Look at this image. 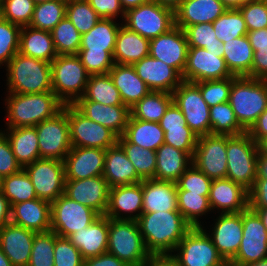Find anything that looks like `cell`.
Instances as JSON below:
<instances>
[{
	"mask_svg": "<svg viewBox=\"0 0 267 266\" xmlns=\"http://www.w3.org/2000/svg\"><path fill=\"white\" fill-rule=\"evenodd\" d=\"M161 128L189 127L181 110L172 102L159 121Z\"/></svg>",
	"mask_w": 267,
	"mask_h": 266,
	"instance_id": "cell-64",
	"label": "cell"
},
{
	"mask_svg": "<svg viewBox=\"0 0 267 266\" xmlns=\"http://www.w3.org/2000/svg\"><path fill=\"white\" fill-rule=\"evenodd\" d=\"M1 183H2V178L0 177V190H1Z\"/></svg>",
	"mask_w": 267,
	"mask_h": 266,
	"instance_id": "cell-78",
	"label": "cell"
},
{
	"mask_svg": "<svg viewBox=\"0 0 267 266\" xmlns=\"http://www.w3.org/2000/svg\"><path fill=\"white\" fill-rule=\"evenodd\" d=\"M54 266H84L80 251L67 239L55 233Z\"/></svg>",
	"mask_w": 267,
	"mask_h": 266,
	"instance_id": "cell-58",
	"label": "cell"
},
{
	"mask_svg": "<svg viewBox=\"0 0 267 266\" xmlns=\"http://www.w3.org/2000/svg\"><path fill=\"white\" fill-rule=\"evenodd\" d=\"M226 66L233 76L250 77L254 50L247 35L223 43Z\"/></svg>",
	"mask_w": 267,
	"mask_h": 266,
	"instance_id": "cell-37",
	"label": "cell"
},
{
	"mask_svg": "<svg viewBox=\"0 0 267 266\" xmlns=\"http://www.w3.org/2000/svg\"><path fill=\"white\" fill-rule=\"evenodd\" d=\"M173 102L181 110L186 124L197 136L211 134L210 107L194 82L182 81L172 92Z\"/></svg>",
	"mask_w": 267,
	"mask_h": 266,
	"instance_id": "cell-11",
	"label": "cell"
},
{
	"mask_svg": "<svg viewBox=\"0 0 267 266\" xmlns=\"http://www.w3.org/2000/svg\"><path fill=\"white\" fill-rule=\"evenodd\" d=\"M178 211L192 227H201L199 216L209 210V196H202L200 193H189V191H177Z\"/></svg>",
	"mask_w": 267,
	"mask_h": 266,
	"instance_id": "cell-48",
	"label": "cell"
},
{
	"mask_svg": "<svg viewBox=\"0 0 267 266\" xmlns=\"http://www.w3.org/2000/svg\"><path fill=\"white\" fill-rule=\"evenodd\" d=\"M202 227H192L169 256L177 266H228Z\"/></svg>",
	"mask_w": 267,
	"mask_h": 266,
	"instance_id": "cell-8",
	"label": "cell"
},
{
	"mask_svg": "<svg viewBox=\"0 0 267 266\" xmlns=\"http://www.w3.org/2000/svg\"><path fill=\"white\" fill-rule=\"evenodd\" d=\"M119 29L113 19H100L89 32L82 34L78 53L113 54Z\"/></svg>",
	"mask_w": 267,
	"mask_h": 266,
	"instance_id": "cell-35",
	"label": "cell"
},
{
	"mask_svg": "<svg viewBox=\"0 0 267 266\" xmlns=\"http://www.w3.org/2000/svg\"><path fill=\"white\" fill-rule=\"evenodd\" d=\"M126 26L129 30L151 40L165 34L175 27V11L149 1L125 12Z\"/></svg>",
	"mask_w": 267,
	"mask_h": 266,
	"instance_id": "cell-9",
	"label": "cell"
},
{
	"mask_svg": "<svg viewBox=\"0 0 267 266\" xmlns=\"http://www.w3.org/2000/svg\"><path fill=\"white\" fill-rule=\"evenodd\" d=\"M70 142L72 147L108 149L118 142L109 128L88 119L72 104H67Z\"/></svg>",
	"mask_w": 267,
	"mask_h": 266,
	"instance_id": "cell-14",
	"label": "cell"
},
{
	"mask_svg": "<svg viewBox=\"0 0 267 266\" xmlns=\"http://www.w3.org/2000/svg\"><path fill=\"white\" fill-rule=\"evenodd\" d=\"M110 187L103 176L79 180H65L64 195L105 215L109 202Z\"/></svg>",
	"mask_w": 267,
	"mask_h": 266,
	"instance_id": "cell-18",
	"label": "cell"
},
{
	"mask_svg": "<svg viewBox=\"0 0 267 266\" xmlns=\"http://www.w3.org/2000/svg\"><path fill=\"white\" fill-rule=\"evenodd\" d=\"M249 31L267 27V4L260 0L245 2L240 8Z\"/></svg>",
	"mask_w": 267,
	"mask_h": 266,
	"instance_id": "cell-59",
	"label": "cell"
},
{
	"mask_svg": "<svg viewBox=\"0 0 267 266\" xmlns=\"http://www.w3.org/2000/svg\"><path fill=\"white\" fill-rule=\"evenodd\" d=\"M164 143L187 152L192 158L198 142V136L190 127L162 128Z\"/></svg>",
	"mask_w": 267,
	"mask_h": 266,
	"instance_id": "cell-57",
	"label": "cell"
},
{
	"mask_svg": "<svg viewBox=\"0 0 267 266\" xmlns=\"http://www.w3.org/2000/svg\"><path fill=\"white\" fill-rule=\"evenodd\" d=\"M212 24L215 35L222 43L248 33L246 22L239 9H228Z\"/></svg>",
	"mask_w": 267,
	"mask_h": 266,
	"instance_id": "cell-47",
	"label": "cell"
},
{
	"mask_svg": "<svg viewBox=\"0 0 267 266\" xmlns=\"http://www.w3.org/2000/svg\"><path fill=\"white\" fill-rule=\"evenodd\" d=\"M105 149L72 147L64 159L65 179L79 180L103 176Z\"/></svg>",
	"mask_w": 267,
	"mask_h": 266,
	"instance_id": "cell-20",
	"label": "cell"
},
{
	"mask_svg": "<svg viewBox=\"0 0 267 266\" xmlns=\"http://www.w3.org/2000/svg\"><path fill=\"white\" fill-rule=\"evenodd\" d=\"M209 205L221 213H238L249 207V193L242 185L230 179H213L210 187Z\"/></svg>",
	"mask_w": 267,
	"mask_h": 266,
	"instance_id": "cell-26",
	"label": "cell"
},
{
	"mask_svg": "<svg viewBox=\"0 0 267 266\" xmlns=\"http://www.w3.org/2000/svg\"><path fill=\"white\" fill-rule=\"evenodd\" d=\"M254 50L250 78L267 80V27L247 33Z\"/></svg>",
	"mask_w": 267,
	"mask_h": 266,
	"instance_id": "cell-51",
	"label": "cell"
},
{
	"mask_svg": "<svg viewBox=\"0 0 267 266\" xmlns=\"http://www.w3.org/2000/svg\"><path fill=\"white\" fill-rule=\"evenodd\" d=\"M249 193V208L267 207V179H256Z\"/></svg>",
	"mask_w": 267,
	"mask_h": 266,
	"instance_id": "cell-63",
	"label": "cell"
},
{
	"mask_svg": "<svg viewBox=\"0 0 267 266\" xmlns=\"http://www.w3.org/2000/svg\"><path fill=\"white\" fill-rule=\"evenodd\" d=\"M185 34L189 47L205 48L207 51L224 52L223 43L215 35L212 23L188 26Z\"/></svg>",
	"mask_w": 267,
	"mask_h": 266,
	"instance_id": "cell-50",
	"label": "cell"
},
{
	"mask_svg": "<svg viewBox=\"0 0 267 266\" xmlns=\"http://www.w3.org/2000/svg\"><path fill=\"white\" fill-rule=\"evenodd\" d=\"M55 233H36L28 266H54Z\"/></svg>",
	"mask_w": 267,
	"mask_h": 266,
	"instance_id": "cell-53",
	"label": "cell"
},
{
	"mask_svg": "<svg viewBox=\"0 0 267 266\" xmlns=\"http://www.w3.org/2000/svg\"><path fill=\"white\" fill-rule=\"evenodd\" d=\"M247 133L257 144L267 137V109L260 114Z\"/></svg>",
	"mask_w": 267,
	"mask_h": 266,
	"instance_id": "cell-65",
	"label": "cell"
},
{
	"mask_svg": "<svg viewBox=\"0 0 267 266\" xmlns=\"http://www.w3.org/2000/svg\"><path fill=\"white\" fill-rule=\"evenodd\" d=\"M188 164H192V157L187 152L164 143L156 150L155 179L176 182Z\"/></svg>",
	"mask_w": 267,
	"mask_h": 266,
	"instance_id": "cell-36",
	"label": "cell"
},
{
	"mask_svg": "<svg viewBox=\"0 0 267 266\" xmlns=\"http://www.w3.org/2000/svg\"><path fill=\"white\" fill-rule=\"evenodd\" d=\"M132 66L151 91L172 94L183 81L182 76L173 67L150 55L135 62Z\"/></svg>",
	"mask_w": 267,
	"mask_h": 266,
	"instance_id": "cell-22",
	"label": "cell"
},
{
	"mask_svg": "<svg viewBox=\"0 0 267 266\" xmlns=\"http://www.w3.org/2000/svg\"><path fill=\"white\" fill-rule=\"evenodd\" d=\"M150 40L129 30L123 24L116 36L113 59L115 64L133 65L149 55Z\"/></svg>",
	"mask_w": 267,
	"mask_h": 266,
	"instance_id": "cell-33",
	"label": "cell"
},
{
	"mask_svg": "<svg viewBox=\"0 0 267 266\" xmlns=\"http://www.w3.org/2000/svg\"><path fill=\"white\" fill-rule=\"evenodd\" d=\"M107 253L129 266H143L151 257L146 250L139 225L134 220L108 218Z\"/></svg>",
	"mask_w": 267,
	"mask_h": 266,
	"instance_id": "cell-5",
	"label": "cell"
},
{
	"mask_svg": "<svg viewBox=\"0 0 267 266\" xmlns=\"http://www.w3.org/2000/svg\"><path fill=\"white\" fill-rule=\"evenodd\" d=\"M67 239L80 251L84 259L107 253L108 217L100 216L91 225L74 232Z\"/></svg>",
	"mask_w": 267,
	"mask_h": 266,
	"instance_id": "cell-30",
	"label": "cell"
},
{
	"mask_svg": "<svg viewBox=\"0 0 267 266\" xmlns=\"http://www.w3.org/2000/svg\"><path fill=\"white\" fill-rule=\"evenodd\" d=\"M50 32L58 55L78 54L82 35L68 17L65 16Z\"/></svg>",
	"mask_w": 267,
	"mask_h": 266,
	"instance_id": "cell-46",
	"label": "cell"
},
{
	"mask_svg": "<svg viewBox=\"0 0 267 266\" xmlns=\"http://www.w3.org/2000/svg\"><path fill=\"white\" fill-rule=\"evenodd\" d=\"M188 49L185 31L175 26L167 33L150 40L149 55L173 67L182 76Z\"/></svg>",
	"mask_w": 267,
	"mask_h": 266,
	"instance_id": "cell-19",
	"label": "cell"
},
{
	"mask_svg": "<svg viewBox=\"0 0 267 266\" xmlns=\"http://www.w3.org/2000/svg\"><path fill=\"white\" fill-rule=\"evenodd\" d=\"M72 105L88 119L109 128L118 137L123 136L131 116L130 108L125 105H104L93 101H75Z\"/></svg>",
	"mask_w": 267,
	"mask_h": 266,
	"instance_id": "cell-23",
	"label": "cell"
},
{
	"mask_svg": "<svg viewBox=\"0 0 267 266\" xmlns=\"http://www.w3.org/2000/svg\"><path fill=\"white\" fill-rule=\"evenodd\" d=\"M50 66L52 91L64 104L83 96L90 75L77 54L58 55Z\"/></svg>",
	"mask_w": 267,
	"mask_h": 266,
	"instance_id": "cell-7",
	"label": "cell"
},
{
	"mask_svg": "<svg viewBox=\"0 0 267 266\" xmlns=\"http://www.w3.org/2000/svg\"><path fill=\"white\" fill-rule=\"evenodd\" d=\"M190 166L176 181L177 191H189V193L209 196L212 179L208 178L193 163Z\"/></svg>",
	"mask_w": 267,
	"mask_h": 266,
	"instance_id": "cell-56",
	"label": "cell"
},
{
	"mask_svg": "<svg viewBox=\"0 0 267 266\" xmlns=\"http://www.w3.org/2000/svg\"><path fill=\"white\" fill-rule=\"evenodd\" d=\"M18 52L49 63L58 56L51 32L30 26L21 27Z\"/></svg>",
	"mask_w": 267,
	"mask_h": 266,
	"instance_id": "cell-34",
	"label": "cell"
},
{
	"mask_svg": "<svg viewBox=\"0 0 267 266\" xmlns=\"http://www.w3.org/2000/svg\"><path fill=\"white\" fill-rule=\"evenodd\" d=\"M151 0H120L121 6L124 12H127L130 9L136 8L142 4H145Z\"/></svg>",
	"mask_w": 267,
	"mask_h": 266,
	"instance_id": "cell-70",
	"label": "cell"
},
{
	"mask_svg": "<svg viewBox=\"0 0 267 266\" xmlns=\"http://www.w3.org/2000/svg\"><path fill=\"white\" fill-rule=\"evenodd\" d=\"M99 217L95 210L71 200L64 194L51 203V231L59 237L67 238L88 227Z\"/></svg>",
	"mask_w": 267,
	"mask_h": 266,
	"instance_id": "cell-12",
	"label": "cell"
},
{
	"mask_svg": "<svg viewBox=\"0 0 267 266\" xmlns=\"http://www.w3.org/2000/svg\"><path fill=\"white\" fill-rule=\"evenodd\" d=\"M84 266H129L116 256L104 253L96 257L84 259Z\"/></svg>",
	"mask_w": 267,
	"mask_h": 266,
	"instance_id": "cell-66",
	"label": "cell"
},
{
	"mask_svg": "<svg viewBox=\"0 0 267 266\" xmlns=\"http://www.w3.org/2000/svg\"><path fill=\"white\" fill-rule=\"evenodd\" d=\"M233 77L221 80H206L196 82L203 99L209 107L229 102L230 90L232 87Z\"/></svg>",
	"mask_w": 267,
	"mask_h": 266,
	"instance_id": "cell-55",
	"label": "cell"
},
{
	"mask_svg": "<svg viewBox=\"0 0 267 266\" xmlns=\"http://www.w3.org/2000/svg\"><path fill=\"white\" fill-rule=\"evenodd\" d=\"M11 204L0 190V229L11 220Z\"/></svg>",
	"mask_w": 267,
	"mask_h": 266,
	"instance_id": "cell-67",
	"label": "cell"
},
{
	"mask_svg": "<svg viewBox=\"0 0 267 266\" xmlns=\"http://www.w3.org/2000/svg\"><path fill=\"white\" fill-rule=\"evenodd\" d=\"M254 210L260 217L264 227L267 230V207L265 208H250Z\"/></svg>",
	"mask_w": 267,
	"mask_h": 266,
	"instance_id": "cell-73",
	"label": "cell"
},
{
	"mask_svg": "<svg viewBox=\"0 0 267 266\" xmlns=\"http://www.w3.org/2000/svg\"><path fill=\"white\" fill-rule=\"evenodd\" d=\"M103 177L110 188L136 184L143 180L118 143L106 149Z\"/></svg>",
	"mask_w": 267,
	"mask_h": 266,
	"instance_id": "cell-31",
	"label": "cell"
},
{
	"mask_svg": "<svg viewBox=\"0 0 267 266\" xmlns=\"http://www.w3.org/2000/svg\"><path fill=\"white\" fill-rule=\"evenodd\" d=\"M229 103L239 124L248 131L267 109V80L234 76Z\"/></svg>",
	"mask_w": 267,
	"mask_h": 266,
	"instance_id": "cell-3",
	"label": "cell"
},
{
	"mask_svg": "<svg viewBox=\"0 0 267 266\" xmlns=\"http://www.w3.org/2000/svg\"><path fill=\"white\" fill-rule=\"evenodd\" d=\"M35 4H38V3H43V2H46V1H55V0H33Z\"/></svg>",
	"mask_w": 267,
	"mask_h": 266,
	"instance_id": "cell-77",
	"label": "cell"
},
{
	"mask_svg": "<svg viewBox=\"0 0 267 266\" xmlns=\"http://www.w3.org/2000/svg\"><path fill=\"white\" fill-rule=\"evenodd\" d=\"M142 191L143 213L178 211L176 182L144 179Z\"/></svg>",
	"mask_w": 267,
	"mask_h": 266,
	"instance_id": "cell-29",
	"label": "cell"
},
{
	"mask_svg": "<svg viewBox=\"0 0 267 266\" xmlns=\"http://www.w3.org/2000/svg\"><path fill=\"white\" fill-rule=\"evenodd\" d=\"M6 134L17 162L22 168L40 158L35 126L9 128Z\"/></svg>",
	"mask_w": 267,
	"mask_h": 266,
	"instance_id": "cell-38",
	"label": "cell"
},
{
	"mask_svg": "<svg viewBox=\"0 0 267 266\" xmlns=\"http://www.w3.org/2000/svg\"><path fill=\"white\" fill-rule=\"evenodd\" d=\"M228 9H239L245 2L252 0H220Z\"/></svg>",
	"mask_w": 267,
	"mask_h": 266,
	"instance_id": "cell-72",
	"label": "cell"
},
{
	"mask_svg": "<svg viewBox=\"0 0 267 266\" xmlns=\"http://www.w3.org/2000/svg\"><path fill=\"white\" fill-rule=\"evenodd\" d=\"M123 136L130 143L153 151L164 144V130L159 122L143 121L131 116Z\"/></svg>",
	"mask_w": 267,
	"mask_h": 266,
	"instance_id": "cell-39",
	"label": "cell"
},
{
	"mask_svg": "<svg viewBox=\"0 0 267 266\" xmlns=\"http://www.w3.org/2000/svg\"><path fill=\"white\" fill-rule=\"evenodd\" d=\"M6 101L8 128L36 126L54 117L65 105L53 91L35 94L9 93Z\"/></svg>",
	"mask_w": 267,
	"mask_h": 266,
	"instance_id": "cell-2",
	"label": "cell"
},
{
	"mask_svg": "<svg viewBox=\"0 0 267 266\" xmlns=\"http://www.w3.org/2000/svg\"><path fill=\"white\" fill-rule=\"evenodd\" d=\"M0 266H14L0 247Z\"/></svg>",
	"mask_w": 267,
	"mask_h": 266,
	"instance_id": "cell-74",
	"label": "cell"
},
{
	"mask_svg": "<svg viewBox=\"0 0 267 266\" xmlns=\"http://www.w3.org/2000/svg\"><path fill=\"white\" fill-rule=\"evenodd\" d=\"M35 234L11 222L0 229V247L14 266H28Z\"/></svg>",
	"mask_w": 267,
	"mask_h": 266,
	"instance_id": "cell-24",
	"label": "cell"
},
{
	"mask_svg": "<svg viewBox=\"0 0 267 266\" xmlns=\"http://www.w3.org/2000/svg\"><path fill=\"white\" fill-rule=\"evenodd\" d=\"M66 17L81 35L89 32L101 19L87 0H67Z\"/></svg>",
	"mask_w": 267,
	"mask_h": 266,
	"instance_id": "cell-49",
	"label": "cell"
},
{
	"mask_svg": "<svg viewBox=\"0 0 267 266\" xmlns=\"http://www.w3.org/2000/svg\"><path fill=\"white\" fill-rule=\"evenodd\" d=\"M228 8L220 0H182L175 10V26L185 30L200 23H213Z\"/></svg>",
	"mask_w": 267,
	"mask_h": 266,
	"instance_id": "cell-28",
	"label": "cell"
},
{
	"mask_svg": "<svg viewBox=\"0 0 267 266\" xmlns=\"http://www.w3.org/2000/svg\"><path fill=\"white\" fill-rule=\"evenodd\" d=\"M31 179L37 198L50 203L64 194V162L57 159L39 158L23 168Z\"/></svg>",
	"mask_w": 267,
	"mask_h": 266,
	"instance_id": "cell-15",
	"label": "cell"
},
{
	"mask_svg": "<svg viewBox=\"0 0 267 266\" xmlns=\"http://www.w3.org/2000/svg\"><path fill=\"white\" fill-rule=\"evenodd\" d=\"M135 167L136 173L144 179H155L156 151L142 148L130 143L124 136L118 137L117 142Z\"/></svg>",
	"mask_w": 267,
	"mask_h": 266,
	"instance_id": "cell-42",
	"label": "cell"
},
{
	"mask_svg": "<svg viewBox=\"0 0 267 266\" xmlns=\"http://www.w3.org/2000/svg\"><path fill=\"white\" fill-rule=\"evenodd\" d=\"M138 214L123 217L121 212ZM143 213V191L142 181L131 185H119L111 187L109 190V202L105 216L116 220L137 221Z\"/></svg>",
	"mask_w": 267,
	"mask_h": 266,
	"instance_id": "cell-25",
	"label": "cell"
},
{
	"mask_svg": "<svg viewBox=\"0 0 267 266\" xmlns=\"http://www.w3.org/2000/svg\"><path fill=\"white\" fill-rule=\"evenodd\" d=\"M227 179L242 185L248 191L257 177L258 144L245 132L226 135Z\"/></svg>",
	"mask_w": 267,
	"mask_h": 266,
	"instance_id": "cell-6",
	"label": "cell"
},
{
	"mask_svg": "<svg viewBox=\"0 0 267 266\" xmlns=\"http://www.w3.org/2000/svg\"><path fill=\"white\" fill-rule=\"evenodd\" d=\"M226 135L198 137L192 163L210 179L227 178Z\"/></svg>",
	"mask_w": 267,
	"mask_h": 266,
	"instance_id": "cell-17",
	"label": "cell"
},
{
	"mask_svg": "<svg viewBox=\"0 0 267 266\" xmlns=\"http://www.w3.org/2000/svg\"><path fill=\"white\" fill-rule=\"evenodd\" d=\"M77 55L90 76L107 74L115 64L113 54L78 53Z\"/></svg>",
	"mask_w": 267,
	"mask_h": 266,
	"instance_id": "cell-60",
	"label": "cell"
},
{
	"mask_svg": "<svg viewBox=\"0 0 267 266\" xmlns=\"http://www.w3.org/2000/svg\"><path fill=\"white\" fill-rule=\"evenodd\" d=\"M211 134L236 136L247 132L238 122L229 102L210 107Z\"/></svg>",
	"mask_w": 267,
	"mask_h": 266,
	"instance_id": "cell-45",
	"label": "cell"
},
{
	"mask_svg": "<svg viewBox=\"0 0 267 266\" xmlns=\"http://www.w3.org/2000/svg\"><path fill=\"white\" fill-rule=\"evenodd\" d=\"M21 27L0 17V66L18 53Z\"/></svg>",
	"mask_w": 267,
	"mask_h": 266,
	"instance_id": "cell-54",
	"label": "cell"
},
{
	"mask_svg": "<svg viewBox=\"0 0 267 266\" xmlns=\"http://www.w3.org/2000/svg\"><path fill=\"white\" fill-rule=\"evenodd\" d=\"M10 222L35 233L51 231V203L37 198L14 204Z\"/></svg>",
	"mask_w": 267,
	"mask_h": 266,
	"instance_id": "cell-27",
	"label": "cell"
},
{
	"mask_svg": "<svg viewBox=\"0 0 267 266\" xmlns=\"http://www.w3.org/2000/svg\"><path fill=\"white\" fill-rule=\"evenodd\" d=\"M172 102L171 93L150 91L130 108L131 117L143 121L159 122Z\"/></svg>",
	"mask_w": 267,
	"mask_h": 266,
	"instance_id": "cell-41",
	"label": "cell"
},
{
	"mask_svg": "<svg viewBox=\"0 0 267 266\" xmlns=\"http://www.w3.org/2000/svg\"><path fill=\"white\" fill-rule=\"evenodd\" d=\"M9 93L35 94L52 91L49 62L17 53L7 64Z\"/></svg>",
	"mask_w": 267,
	"mask_h": 266,
	"instance_id": "cell-4",
	"label": "cell"
},
{
	"mask_svg": "<svg viewBox=\"0 0 267 266\" xmlns=\"http://www.w3.org/2000/svg\"><path fill=\"white\" fill-rule=\"evenodd\" d=\"M256 179H267V155L258 152L257 177Z\"/></svg>",
	"mask_w": 267,
	"mask_h": 266,
	"instance_id": "cell-69",
	"label": "cell"
},
{
	"mask_svg": "<svg viewBox=\"0 0 267 266\" xmlns=\"http://www.w3.org/2000/svg\"><path fill=\"white\" fill-rule=\"evenodd\" d=\"M34 8L33 0H1L0 17L20 27L29 26Z\"/></svg>",
	"mask_w": 267,
	"mask_h": 266,
	"instance_id": "cell-52",
	"label": "cell"
},
{
	"mask_svg": "<svg viewBox=\"0 0 267 266\" xmlns=\"http://www.w3.org/2000/svg\"><path fill=\"white\" fill-rule=\"evenodd\" d=\"M40 158L64 161L71 150L67 104L54 117L35 126Z\"/></svg>",
	"mask_w": 267,
	"mask_h": 266,
	"instance_id": "cell-10",
	"label": "cell"
},
{
	"mask_svg": "<svg viewBox=\"0 0 267 266\" xmlns=\"http://www.w3.org/2000/svg\"><path fill=\"white\" fill-rule=\"evenodd\" d=\"M151 1H154L155 3L160 4L161 6L168 7L174 11L180 6L182 2V0H151Z\"/></svg>",
	"mask_w": 267,
	"mask_h": 266,
	"instance_id": "cell-71",
	"label": "cell"
},
{
	"mask_svg": "<svg viewBox=\"0 0 267 266\" xmlns=\"http://www.w3.org/2000/svg\"><path fill=\"white\" fill-rule=\"evenodd\" d=\"M244 266H267V258L263 259L261 261L255 262V263H250L248 265H244Z\"/></svg>",
	"mask_w": 267,
	"mask_h": 266,
	"instance_id": "cell-76",
	"label": "cell"
},
{
	"mask_svg": "<svg viewBox=\"0 0 267 266\" xmlns=\"http://www.w3.org/2000/svg\"><path fill=\"white\" fill-rule=\"evenodd\" d=\"M143 266H177L169 255L151 256Z\"/></svg>",
	"mask_w": 267,
	"mask_h": 266,
	"instance_id": "cell-68",
	"label": "cell"
},
{
	"mask_svg": "<svg viewBox=\"0 0 267 266\" xmlns=\"http://www.w3.org/2000/svg\"><path fill=\"white\" fill-rule=\"evenodd\" d=\"M258 149L261 154L267 155V137L258 143Z\"/></svg>",
	"mask_w": 267,
	"mask_h": 266,
	"instance_id": "cell-75",
	"label": "cell"
},
{
	"mask_svg": "<svg viewBox=\"0 0 267 266\" xmlns=\"http://www.w3.org/2000/svg\"><path fill=\"white\" fill-rule=\"evenodd\" d=\"M67 0L46 1L35 4L30 27L51 31L66 16Z\"/></svg>",
	"mask_w": 267,
	"mask_h": 266,
	"instance_id": "cell-44",
	"label": "cell"
},
{
	"mask_svg": "<svg viewBox=\"0 0 267 266\" xmlns=\"http://www.w3.org/2000/svg\"><path fill=\"white\" fill-rule=\"evenodd\" d=\"M23 169L12 152L5 132H0V177H6Z\"/></svg>",
	"mask_w": 267,
	"mask_h": 266,
	"instance_id": "cell-61",
	"label": "cell"
},
{
	"mask_svg": "<svg viewBox=\"0 0 267 266\" xmlns=\"http://www.w3.org/2000/svg\"><path fill=\"white\" fill-rule=\"evenodd\" d=\"M209 237L223 259L229 263L238 252L243 237L242 212L221 213Z\"/></svg>",
	"mask_w": 267,
	"mask_h": 266,
	"instance_id": "cell-21",
	"label": "cell"
},
{
	"mask_svg": "<svg viewBox=\"0 0 267 266\" xmlns=\"http://www.w3.org/2000/svg\"><path fill=\"white\" fill-rule=\"evenodd\" d=\"M223 55L224 52L189 47L182 80L196 83L234 77L227 68Z\"/></svg>",
	"mask_w": 267,
	"mask_h": 266,
	"instance_id": "cell-16",
	"label": "cell"
},
{
	"mask_svg": "<svg viewBox=\"0 0 267 266\" xmlns=\"http://www.w3.org/2000/svg\"><path fill=\"white\" fill-rule=\"evenodd\" d=\"M1 191L11 207L14 204L37 199L34 186L24 169L2 178Z\"/></svg>",
	"mask_w": 267,
	"mask_h": 266,
	"instance_id": "cell-43",
	"label": "cell"
},
{
	"mask_svg": "<svg viewBox=\"0 0 267 266\" xmlns=\"http://www.w3.org/2000/svg\"><path fill=\"white\" fill-rule=\"evenodd\" d=\"M243 237L229 266H244L267 258V230L259 215L249 207L242 211Z\"/></svg>",
	"mask_w": 267,
	"mask_h": 266,
	"instance_id": "cell-13",
	"label": "cell"
},
{
	"mask_svg": "<svg viewBox=\"0 0 267 266\" xmlns=\"http://www.w3.org/2000/svg\"><path fill=\"white\" fill-rule=\"evenodd\" d=\"M108 73L120 92L122 102L129 108L151 91L132 65L114 64Z\"/></svg>",
	"mask_w": 267,
	"mask_h": 266,
	"instance_id": "cell-32",
	"label": "cell"
},
{
	"mask_svg": "<svg viewBox=\"0 0 267 266\" xmlns=\"http://www.w3.org/2000/svg\"><path fill=\"white\" fill-rule=\"evenodd\" d=\"M101 19H114L119 13L125 18L120 0H87Z\"/></svg>",
	"mask_w": 267,
	"mask_h": 266,
	"instance_id": "cell-62",
	"label": "cell"
},
{
	"mask_svg": "<svg viewBox=\"0 0 267 266\" xmlns=\"http://www.w3.org/2000/svg\"><path fill=\"white\" fill-rule=\"evenodd\" d=\"M76 101H93L104 105H124L120 92L114 86L109 73L89 76L83 96Z\"/></svg>",
	"mask_w": 267,
	"mask_h": 266,
	"instance_id": "cell-40",
	"label": "cell"
},
{
	"mask_svg": "<svg viewBox=\"0 0 267 266\" xmlns=\"http://www.w3.org/2000/svg\"><path fill=\"white\" fill-rule=\"evenodd\" d=\"M137 223L151 256L170 255L192 228L179 211L142 213Z\"/></svg>",
	"mask_w": 267,
	"mask_h": 266,
	"instance_id": "cell-1",
	"label": "cell"
}]
</instances>
